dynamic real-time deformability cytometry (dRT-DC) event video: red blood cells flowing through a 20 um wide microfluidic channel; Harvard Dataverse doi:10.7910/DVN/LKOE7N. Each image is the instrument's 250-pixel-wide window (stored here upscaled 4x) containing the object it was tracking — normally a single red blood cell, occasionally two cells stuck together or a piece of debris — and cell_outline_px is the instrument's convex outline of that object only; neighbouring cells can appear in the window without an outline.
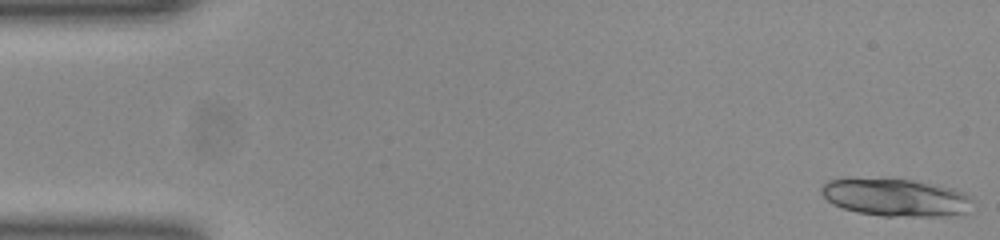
{"species": "common noctule bat (a hibernating species)", "species_latin": "Nyctalus noctula", "temperature_condition": "room temperature", "stored_images_in_passage": 30, "segment_of_instrument_passage": [1, 2], "camera_frame_rate_fps": 3000, "um_per_image_px": 0.085, "animal": {"sex": "female", "body_mass_g": 23.0, "forearm_length_mm": 53.4}, "frame": {"image": 1, "passage_image": 1, "time_ms": 0.0, "image_size_px": [1000, 240], "cell_outline_px": [[972, 200], [964, 212], [948, 216], [880, 216], [856, 212], [832, 204], [820, 192], [820, 188], [828, 180], [912, 180], [952, 188], [964, 192]], "centroid_in_image_um": [76.12, 16.81], "position_along_channel_um": 8.9, "area_um2": 32.25}}